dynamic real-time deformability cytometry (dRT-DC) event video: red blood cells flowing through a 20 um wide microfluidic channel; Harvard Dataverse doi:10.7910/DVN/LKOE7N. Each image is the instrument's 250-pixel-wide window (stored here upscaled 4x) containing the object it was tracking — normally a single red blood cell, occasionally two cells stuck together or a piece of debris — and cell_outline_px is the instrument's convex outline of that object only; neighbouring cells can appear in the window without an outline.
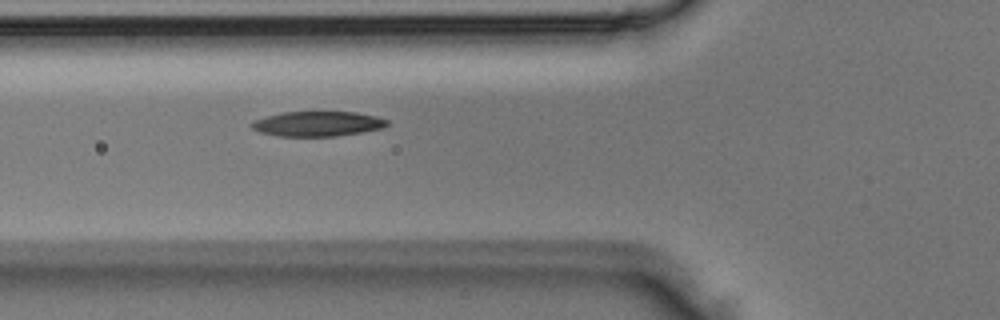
{"species": "Egyptian fruit bat (a non-hibernating species)", "species_latin": "Rousettus aegyptiacus", "temperature_condition": "room temperature", "stored_images_in_passage": 5, "camera_frame_rate_fps": 3000, "um_per_image_px": 0.085, "animal": {"sex": "male"}, "frame": {"image": 1, "passage_image": 4, "time_ms": 1.0, "image_size_px": [1000, 320], "cell_outline_px": [[388, 124], [384, 128], [364, 132], [336, 136], [276, 136], [260, 132], [252, 128], [248, 124], [256, 120], [268, 116], [284, 112], [356, 112], [376, 116], [388, 120]], "centroid_in_image_um": [27.03, 10.53], "position_along_channel_um": 98.8, "area_um2": 19.71}}